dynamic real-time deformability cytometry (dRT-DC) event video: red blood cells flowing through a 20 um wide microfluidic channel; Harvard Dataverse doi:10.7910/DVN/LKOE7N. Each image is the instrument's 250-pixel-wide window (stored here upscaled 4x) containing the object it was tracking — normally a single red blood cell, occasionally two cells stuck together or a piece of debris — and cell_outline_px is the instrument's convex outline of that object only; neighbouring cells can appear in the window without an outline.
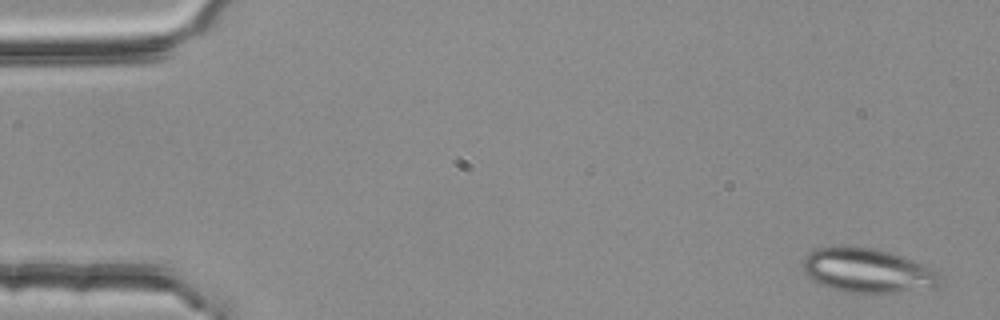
{"species": "common noctule bat (a hibernating species)", "species_latin": "Nyctalus noctula", "temperature_condition": "room temperature", "stored_images_in_passage": 3, "camera_frame_rate_fps": 3000, "um_per_image_px": 0.085, "animal": {"sex": "female", "body_mass_g": 25.1}, "frame": {"image": 1, "passage_image": 1, "time_ms": 0.0, "image_size_px": [1000, 320], "cell_outline_px": [[940, 284], [936, 288], [900, 292], [844, 292], [820, 284], [812, 280], [804, 272], [800, 264], [804, 256], [808, 252], [816, 248], [832, 244], [848, 244], [876, 248], [892, 252], [924, 264], [940, 272]], "centroid_in_image_um": [73.7, 22.95], "position_along_channel_um": 11.3, "area_um2": 36.53}}